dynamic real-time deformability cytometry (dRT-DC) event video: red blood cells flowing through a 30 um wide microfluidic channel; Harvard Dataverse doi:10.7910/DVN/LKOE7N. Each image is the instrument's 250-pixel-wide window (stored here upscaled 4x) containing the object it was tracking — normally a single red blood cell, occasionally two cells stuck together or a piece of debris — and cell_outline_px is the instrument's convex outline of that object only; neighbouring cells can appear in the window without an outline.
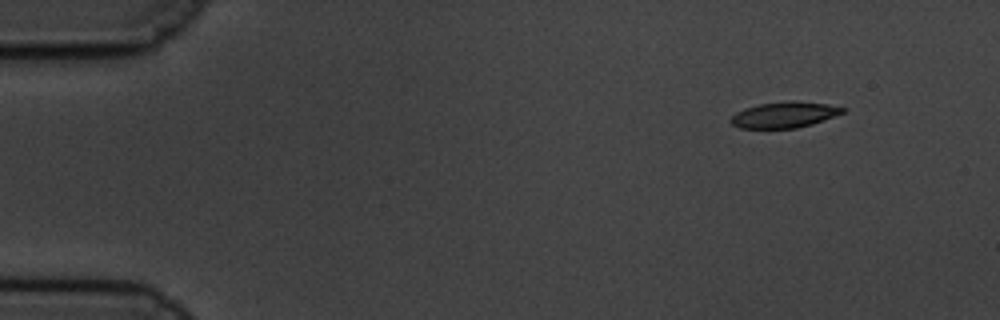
{"species": "common noctule bat (a hibernating species)", "species_latin": "Nyctalus noctula", "temperature_condition": "cold", "stored_images_in_passage": 6, "camera_frame_rate_fps": 3000, "um_per_image_px": 0.085, "animal": {"sex": "male", "body_mass_g": 19.5, "forearm_length_mm": 54.6}, "frame": {"image": 1, "passage_image": 1, "time_ms": 0.0, "image_size_px": [1000, 320], "cell_outline_px": [[844, 112], [824, 120], [812, 124], [796, 128], [740, 128], [732, 124], [728, 120], [736, 112], [744, 108], [760, 104], [788, 100], [792, 100], [828, 104], [844, 108]], "centroid_in_image_um": [66.64, 9.75], "position_along_channel_um": 18.4, "area_um2": 16.88}}